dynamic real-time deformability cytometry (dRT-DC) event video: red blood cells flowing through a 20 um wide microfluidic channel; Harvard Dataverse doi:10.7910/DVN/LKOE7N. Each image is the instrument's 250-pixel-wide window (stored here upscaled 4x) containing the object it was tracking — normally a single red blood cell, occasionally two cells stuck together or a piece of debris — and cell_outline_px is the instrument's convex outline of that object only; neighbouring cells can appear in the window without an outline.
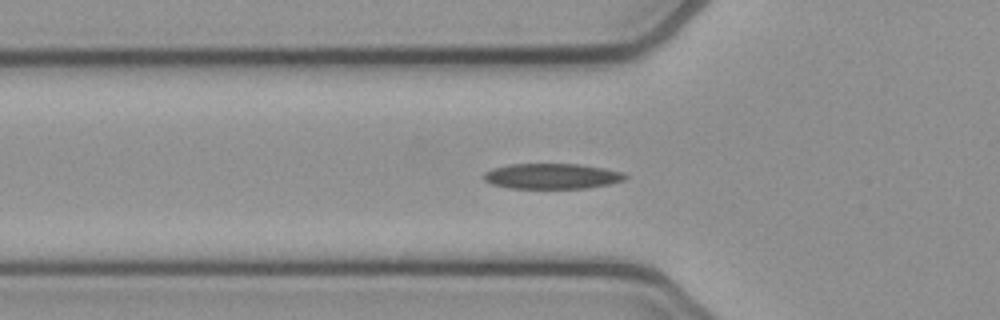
{"species": "common noctule bat (a hibernating species)", "species_latin": "Nyctalus noctula", "temperature_condition": "cold", "stored_images_in_passage": 53, "camera_frame_rate_fps": 3000, "um_per_image_px": 0.085, "animal": {"sex": "female", "body_mass_g": 21.9}, "frame": {"image": 1, "passage_image": 17, "time_ms": 5.333, "image_size_px": [1000, 320], "cell_outline_px": [[628, 176], [624, 180], [608, 184], [588, 188], [508, 188], [492, 184], [484, 180], [484, 172], [492, 168], [508, 164], [580, 164], [604, 168], [624, 172]], "centroid_in_image_um": [46.91, 14.97], "position_along_channel_um": 78.9, "area_um2": 21.04}}
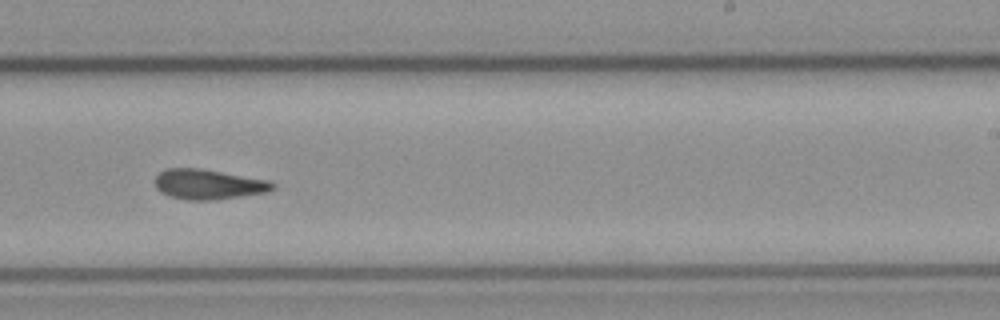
{"frame": {"image": 2, "passage_image": 32, "time_ms": 10.333, "image_size_px": [1000, 320], "cell_outline_px": [[276, 188], [268, 192], [212, 200], [188, 200], [172, 196], [160, 192], [156, 188], [152, 180], [164, 168], [200, 168], [268, 180], [276, 184]], "centroid_in_image_um": [17.69, 15.66], "position_along_channel_um": 271.3, "area_um2": 20.69}}
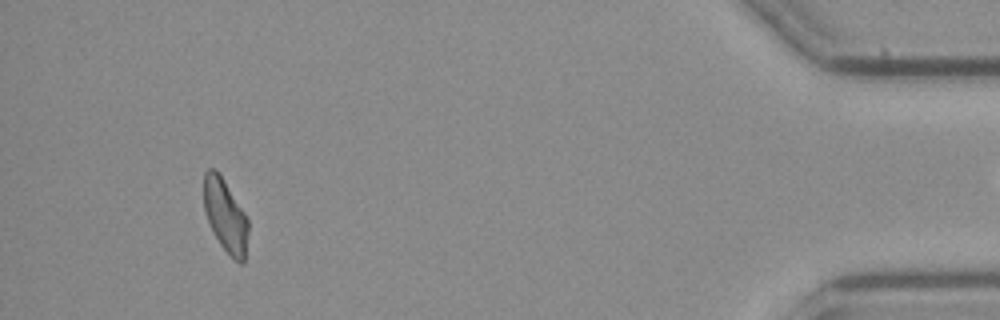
{"frame": {"image": 3, "passage_image": 49, "time_ms": 16.0, "image_size_px": [1000, 320], "cell_outline_px": [[248, 232], [244, 264], [240, 264], [232, 260], [220, 244], [208, 220], [204, 208], [204, 172], [208, 168], [216, 168], [220, 172], [248, 216]], "centroid_in_image_um": [19.18, 18.31], "position_along_channel_um": 416.0, "area_um2": 19.31}, "authors_computed_cell_mechanics": {"area_um2": 20.2878, "velocity_mm_per_s": 3.8229, "shape_relaxation_time_tau1_ms": 10.1581, "shape_relaxation_time_tau2_ms": 7.5692, "deformation_change_tau1": 0.2205, "deformation_change_tau2": 0.1748}}